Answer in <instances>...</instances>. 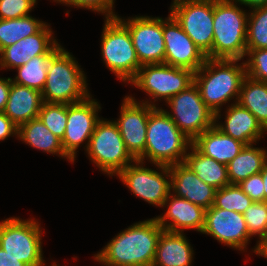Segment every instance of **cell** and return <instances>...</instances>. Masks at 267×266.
I'll use <instances>...</instances> for the list:
<instances>
[{
  "label": "cell",
  "instance_id": "6da1fadb",
  "mask_svg": "<svg viewBox=\"0 0 267 266\" xmlns=\"http://www.w3.org/2000/svg\"><path fill=\"white\" fill-rule=\"evenodd\" d=\"M163 230L155 217L134 223L118 233L94 259L105 266H152Z\"/></svg>",
  "mask_w": 267,
  "mask_h": 266
},
{
  "label": "cell",
  "instance_id": "7a4b0ae2",
  "mask_svg": "<svg viewBox=\"0 0 267 266\" xmlns=\"http://www.w3.org/2000/svg\"><path fill=\"white\" fill-rule=\"evenodd\" d=\"M240 59H211L194 73V84L206 106L221 119V107L232 98L236 103L244 78L247 76L245 63ZM239 64V65H238Z\"/></svg>",
  "mask_w": 267,
  "mask_h": 266
},
{
  "label": "cell",
  "instance_id": "3957f363",
  "mask_svg": "<svg viewBox=\"0 0 267 266\" xmlns=\"http://www.w3.org/2000/svg\"><path fill=\"white\" fill-rule=\"evenodd\" d=\"M191 144L166 111L156 106L149 113L145 151L137 160L144 162L146 158L164 166L184 163Z\"/></svg>",
  "mask_w": 267,
  "mask_h": 266
},
{
  "label": "cell",
  "instance_id": "277c9868",
  "mask_svg": "<svg viewBox=\"0 0 267 266\" xmlns=\"http://www.w3.org/2000/svg\"><path fill=\"white\" fill-rule=\"evenodd\" d=\"M237 0H213L212 59H244L248 14Z\"/></svg>",
  "mask_w": 267,
  "mask_h": 266
},
{
  "label": "cell",
  "instance_id": "5b68a950",
  "mask_svg": "<svg viewBox=\"0 0 267 266\" xmlns=\"http://www.w3.org/2000/svg\"><path fill=\"white\" fill-rule=\"evenodd\" d=\"M86 75L68 51L61 47L52 57L42 90L46 103L73 104L87 99Z\"/></svg>",
  "mask_w": 267,
  "mask_h": 266
},
{
  "label": "cell",
  "instance_id": "8992f818",
  "mask_svg": "<svg viewBox=\"0 0 267 266\" xmlns=\"http://www.w3.org/2000/svg\"><path fill=\"white\" fill-rule=\"evenodd\" d=\"M101 39L104 64L121 81L128 84L135 78L141 64L128 28L117 18H106Z\"/></svg>",
  "mask_w": 267,
  "mask_h": 266
},
{
  "label": "cell",
  "instance_id": "52a82bcc",
  "mask_svg": "<svg viewBox=\"0 0 267 266\" xmlns=\"http://www.w3.org/2000/svg\"><path fill=\"white\" fill-rule=\"evenodd\" d=\"M36 219L11 217L0 222V247L28 266H45L42 230Z\"/></svg>",
  "mask_w": 267,
  "mask_h": 266
},
{
  "label": "cell",
  "instance_id": "ba28073f",
  "mask_svg": "<svg viewBox=\"0 0 267 266\" xmlns=\"http://www.w3.org/2000/svg\"><path fill=\"white\" fill-rule=\"evenodd\" d=\"M90 160L105 174L118 175L136 159L129 153L114 121L100 119L87 148Z\"/></svg>",
  "mask_w": 267,
  "mask_h": 266
},
{
  "label": "cell",
  "instance_id": "9c48e42d",
  "mask_svg": "<svg viewBox=\"0 0 267 266\" xmlns=\"http://www.w3.org/2000/svg\"><path fill=\"white\" fill-rule=\"evenodd\" d=\"M194 73L190 69L167 64H145L138 70L130 82L135 87L146 92L154 102L147 99L145 104L156 107L155 101L164 99L167 102L173 96L186 90L194 83Z\"/></svg>",
  "mask_w": 267,
  "mask_h": 266
},
{
  "label": "cell",
  "instance_id": "30bf717a",
  "mask_svg": "<svg viewBox=\"0 0 267 266\" xmlns=\"http://www.w3.org/2000/svg\"><path fill=\"white\" fill-rule=\"evenodd\" d=\"M166 103L172 111L165 110L166 113L192 142L215 125V114L206 106L194 83Z\"/></svg>",
  "mask_w": 267,
  "mask_h": 266
},
{
  "label": "cell",
  "instance_id": "8fae6325",
  "mask_svg": "<svg viewBox=\"0 0 267 266\" xmlns=\"http://www.w3.org/2000/svg\"><path fill=\"white\" fill-rule=\"evenodd\" d=\"M170 10L183 31L212 59L213 0H173Z\"/></svg>",
  "mask_w": 267,
  "mask_h": 266
},
{
  "label": "cell",
  "instance_id": "7c38bea8",
  "mask_svg": "<svg viewBox=\"0 0 267 266\" xmlns=\"http://www.w3.org/2000/svg\"><path fill=\"white\" fill-rule=\"evenodd\" d=\"M145 162L135 160L117 176L131 192L148 202L162 207L171 193V172L169 166L155 164L161 172L144 167ZM167 178V179H166Z\"/></svg>",
  "mask_w": 267,
  "mask_h": 266
},
{
  "label": "cell",
  "instance_id": "4fadbf2b",
  "mask_svg": "<svg viewBox=\"0 0 267 266\" xmlns=\"http://www.w3.org/2000/svg\"><path fill=\"white\" fill-rule=\"evenodd\" d=\"M117 18L128 28L141 65L164 63L165 42L162 18L136 16L126 19L127 21L119 16Z\"/></svg>",
  "mask_w": 267,
  "mask_h": 266
},
{
  "label": "cell",
  "instance_id": "5bb4252c",
  "mask_svg": "<svg viewBox=\"0 0 267 266\" xmlns=\"http://www.w3.org/2000/svg\"><path fill=\"white\" fill-rule=\"evenodd\" d=\"M100 104L92 97L73 104H67V123L64 137L61 140L65 154L73 161L77 149L86 140L87 150L96 123L100 120Z\"/></svg>",
  "mask_w": 267,
  "mask_h": 266
},
{
  "label": "cell",
  "instance_id": "9a60e30c",
  "mask_svg": "<svg viewBox=\"0 0 267 266\" xmlns=\"http://www.w3.org/2000/svg\"><path fill=\"white\" fill-rule=\"evenodd\" d=\"M142 102V103H141ZM154 106L125 96L120 108V118L114 120L129 153L137 160L145 151L146 132L150 111Z\"/></svg>",
  "mask_w": 267,
  "mask_h": 266
},
{
  "label": "cell",
  "instance_id": "2e32d148",
  "mask_svg": "<svg viewBox=\"0 0 267 266\" xmlns=\"http://www.w3.org/2000/svg\"><path fill=\"white\" fill-rule=\"evenodd\" d=\"M168 16L163 20L164 64L196 72L205 63L207 57L183 31L175 18L171 14Z\"/></svg>",
  "mask_w": 267,
  "mask_h": 266
},
{
  "label": "cell",
  "instance_id": "e0dca14e",
  "mask_svg": "<svg viewBox=\"0 0 267 266\" xmlns=\"http://www.w3.org/2000/svg\"><path fill=\"white\" fill-rule=\"evenodd\" d=\"M202 233L240 251L246 249L252 237L242 213L227 211L214 206L205 210V225Z\"/></svg>",
  "mask_w": 267,
  "mask_h": 266
},
{
  "label": "cell",
  "instance_id": "ac0fdd59",
  "mask_svg": "<svg viewBox=\"0 0 267 266\" xmlns=\"http://www.w3.org/2000/svg\"><path fill=\"white\" fill-rule=\"evenodd\" d=\"M48 23L36 34L17 41L0 52L1 70L16 69L25 65L30 59L49 54L59 43L54 39Z\"/></svg>",
  "mask_w": 267,
  "mask_h": 266
},
{
  "label": "cell",
  "instance_id": "d6986e66",
  "mask_svg": "<svg viewBox=\"0 0 267 266\" xmlns=\"http://www.w3.org/2000/svg\"><path fill=\"white\" fill-rule=\"evenodd\" d=\"M166 206L167 211L164 215L155 217L164 230L183 233L185 229H195L202 233L205 225V209L203 207L171 193L162 207Z\"/></svg>",
  "mask_w": 267,
  "mask_h": 266
},
{
  "label": "cell",
  "instance_id": "ffe728a7",
  "mask_svg": "<svg viewBox=\"0 0 267 266\" xmlns=\"http://www.w3.org/2000/svg\"><path fill=\"white\" fill-rule=\"evenodd\" d=\"M171 172V190L180 198L203 207L205 210L213 206L216 188L202 182L185 163L169 166Z\"/></svg>",
  "mask_w": 267,
  "mask_h": 266
},
{
  "label": "cell",
  "instance_id": "44dd1931",
  "mask_svg": "<svg viewBox=\"0 0 267 266\" xmlns=\"http://www.w3.org/2000/svg\"><path fill=\"white\" fill-rule=\"evenodd\" d=\"M228 107L224 123L215 121V126L224 134L241 141L245 145L257 143L263 136L265 129L256 117L236 102Z\"/></svg>",
  "mask_w": 267,
  "mask_h": 266
},
{
  "label": "cell",
  "instance_id": "7402d4cb",
  "mask_svg": "<svg viewBox=\"0 0 267 266\" xmlns=\"http://www.w3.org/2000/svg\"><path fill=\"white\" fill-rule=\"evenodd\" d=\"M42 93L12 82L4 114L17 126L38 118Z\"/></svg>",
  "mask_w": 267,
  "mask_h": 266
},
{
  "label": "cell",
  "instance_id": "603a6c76",
  "mask_svg": "<svg viewBox=\"0 0 267 266\" xmlns=\"http://www.w3.org/2000/svg\"><path fill=\"white\" fill-rule=\"evenodd\" d=\"M193 254V248L183 233L163 230L152 266H190Z\"/></svg>",
  "mask_w": 267,
  "mask_h": 266
},
{
  "label": "cell",
  "instance_id": "cb8c5ba5",
  "mask_svg": "<svg viewBox=\"0 0 267 266\" xmlns=\"http://www.w3.org/2000/svg\"><path fill=\"white\" fill-rule=\"evenodd\" d=\"M192 144L202 154L226 166L245 147L244 143L224 134L215 125L200 134Z\"/></svg>",
  "mask_w": 267,
  "mask_h": 266
},
{
  "label": "cell",
  "instance_id": "d4e9b609",
  "mask_svg": "<svg viewBox=\"0 0 267 266\" xmlns=\"http://www.w3.org/2000/svg\"><path fill=\"white\" fill-rule=\"evenodd\" d=\"M189 149L191 152L186 154L184 163L202 182L216 189L230 184L226 165L202 154L193 144Z\"/></svg>",
  "mask_w": 267,
  "mask_h": 266
},
{
  "label": "cell",
  "instance_id": "484cf974",
  "mask_svg": "<svg viewBox=\"0 0 267 266\" xmlns=\"http://www.w3.org/2000/svg\"><path fill=\"white\" fill-rule=\"evenodd\" d=\"M17 137L25 144L49 154H58L73 161L65 154L61 139L55 136L39 119H32L18 127Z\"/></svg>",
  "mask_w": 267,
  "mask_h": 266
},
{
  "label": "cell",
  "instance_id": "4316f807",
  "mask_svg": "<svg viewBox=\"0 0 267 266\" xmlns=\"http://www.w3.org/2000/svg\"><path fill=\"white\" fill-rule=\"evenodd\" d=\"M267 161V150L245 145L240 153L227 165L230 184H239L248 177L261 173Z\"/></svg>",
  "mask_w": 267,
  "mask_h": 266
},
{
  "label": "cell",
  "instance_id": "83f0119b",
  "mask_svg": "<svg viewBox=\"0 0 267 266\" xmlns=\"http://www.w3.org/2000/svg\"><path fill=\"white\" fill-rule=\"evenodd\" d=\"M237 103L248 109L261 126L267 129V82L246 76L242 82Z\"/></svg>",
  "mask_w": 267,
  "mask_h": 266
},
{
  "label": "cell",
  "instance_id": "f1b7e54d",
  "mask_svg": "<svg viewBox=\"0 0 267 266\" xmlns=\"http://www.w3.org/2000/svg\"><path fill=\"white\" fill-rule=\"evenodd\" d=\"M61 47L58 44L49 54L33 57L25 65L17 67L18 74L14 79L11 78L12 82L42 92L51 57Z\"/></svg>",
  "mask_w": 267,
  "mask_h": 266
},
{
  "label": "cell",
  "instance_id": "f546056e",
  "mask_svg": "<svg viewBox=\"0 0 267 266\" xmlns=\"http://www.w3.org/2000/svg\"><path fill=\"white\" fill-rule=\"evenodd\" d=\"M45 22L27 15L15 19H0V52L17 41L38 33Z\"/></svg>",
  "mask_w": 267,
  "mask_h": 266
},
{
  "label": "cell",
  "instance_id": "4dcf8cb0",
  "mask_svg": "<svg viewBox=\"0 0 267 266\" xmlns=\"http://www.w3.org/2000/svg\"><path fill=\"white\" fill-rule=\"evenodd\" d=\"M246 46L247 50L267 49V5L249 12Z\"/></svg>",
  "mask_w": 267,
  "mask_h": 266
},
{
  "label": "cell",
  "instance_id": "1f68e13d",
  "mask_svg": "<svg viewBox=\"0 0 267 266\" xmlns=\"http://www.w3.org/2000/svg\"><path fill=\"white\" fill-rule=\"evenodd\" d=\"M252 203V199L242 191L238 184H229L216 190L213 206L244 214Z\"/></svg>",
  "mask_w": 267,
  "mask_h": 266
},
{
  "label": "cell",
  "instance_id": "d6a6232c",
  "mask_svg": "<svg viewBox=\"0 0 267 266\" xmlns=\"http://www.w3.org/2000/svg\"><path fill=\"white\" fill-rule=\"evenodd\" d=\"M247 229L251 236L258 235L259 241L254 248L258 253L260 243L267 237V202H253L243 214Z\"/></svg>",
  "mask_w": 267,
  "mask_h": 266
},
{
  "label": "cell",
  "instance_id": "836d02e7",
  "mask_svg": "<svg viewBox=\"0 0 267 266\" xmlns=\"http://www.w3.org/2000/svg\"><path fill=\"white\" fill-rule=\"evenodd\" d=\"M38 118L55 136L62 140L67 123V104L43 102Z\"/></svg>",
  "mask_w": 267,
  "mask_h": 266
},
{
  "label": "cell",
  "instance_id": "e575fe53",
  "mask_svg": "<svg viewBox=\"0 0 267 266\" xmlns=\"http://www.w3.org/2000/svg\"><path fill=\"white\" fill-rule=\"evenodd\" d=\"M246 74L251 79L267 82V49L246 50Z\"/></svg>",
  "mask_w": 267,
  "mask_h": 266
},
{
  "label": "cell",
  "instance_id": "d590c367",
  "mask_svg": "<svg viewBox=\"0 0 267 266\" xmlns=\"http://www.w3.org/2000/svg\"><path fill=\"white\" fill-rule=\"evenodd\" d=\"M37 0H0V19H15L29 15Z\"/></svg>",
  "mask_w": 267,
  "mask_h": 266
},
{
  "label": "cell",
  "instance_id": "8d00e7d4",
  "mask_svg": "<svg viewBox=\"0 0 267 266\" xmlns=\"http://www.w3.org/2000/svg\"><path fill=\"white\" fill-rule=\"evenodd\" d=\"M58 3H64L65 5H73L76 8H85L95 12L102 13L105 18H115L118 15L113 12L115 0H53Z\"/></svg>",
  "mask_w": 267,
  "mask_h": 266
},
{
  "label": "cell",
  "instance_id": "74e56055",
  "mask_svg": "<svg viewBox=\"0 0 267 266\" xmlns=\"http://www.w3.org/2000/svg\"><path fill=\"white\" fill-rule=\"evenodd\" d=\"M238 186L253 202L264 201V183L261 173L248 177L241 181Z\"/></svg>",
  "mask_w": 267,
  "mask_h": 266
},
{
  "label": "cell",
  "instance_id": "f35d334b",
  "mask_svg": "<svg viewBox=\"0 0 267 266\" xmlns=\"http://www.w3.org/2000/svg\"><path fill=\"white\" fill-rule=\"evenodd\" d=\"M18 127L4 114L0 112V141L9 136H17Z\"/></svg>",
  "mask_w": 267,
  "mask_h": 266
},
{
  "label": "cell",
  "instance_id": "ab89813d",
  "mask_svg": "<svg viewBox=\"0 0 267 266\" xmlns=\"http://www.w3.org/2000/svg\"><path fill=\"white\" fill-rule=\"evenodd\" d=\"M11 88V78H0V112L5 110Z\"/></svg>",
  "mask_w": 267,
  "mask_h": 266
},
{
  "label": "cell",
  "instance_id": "60d3db41",
  "mask_svg": "<svg viewBox=\"0 0 267 266\" xmlns=\"http://www.w3.org/2000/svg\"><path fill=\"white\" fill-rule=\"evenodd\" d=\"M0 266H28L17 258L9 255L0 247Z\"/></svg>",
  "mask_w": 267,
  "mask_h": 266
},
{
  "label": "cell",
  "instance_id": "b9f144b4",
  "mask_svg": "<svg viewBox=\"0 0 267 266\" xmlns=\"http://www.w3.org/2000/svg\"><path fill=\"white\" fill-rule=\"evenodd\" d=\"M239 4L249 6L252 9L267 5V0H237Z\"/></svg>",
  "mask_w": 267,
  "mask_h": 266
},
{
  "label": "cell",
  "instance_id": "7bdbcfd3",
  "mask_svg": "<svg viewBox=\"0 0 267 266\" xmlns=\"http://www.w3.org/2000/svg\"><path fill=\"white\" fill-rule=\"evenodd\" d=\"M261 176L264 183V201L267 202V161L261 171Z\"/></svg>",
  "mask_w": 267,
  "mask_h": 266
},
{
  "label": "cell",
  "instance_id": "ee69618b",
  "mask_svg": "<svg viewBox=\"0 0 267 266\" xmlns=\"http://www.w3.org/2000/svg\"><path fill=\"white\" fill-rule=\"evenodd\" d=\"M257 255L267 258V237L260 243Z\"/></svg>",
  "mask_w": 267,
  "mask_h": 266
}]
</instances>
